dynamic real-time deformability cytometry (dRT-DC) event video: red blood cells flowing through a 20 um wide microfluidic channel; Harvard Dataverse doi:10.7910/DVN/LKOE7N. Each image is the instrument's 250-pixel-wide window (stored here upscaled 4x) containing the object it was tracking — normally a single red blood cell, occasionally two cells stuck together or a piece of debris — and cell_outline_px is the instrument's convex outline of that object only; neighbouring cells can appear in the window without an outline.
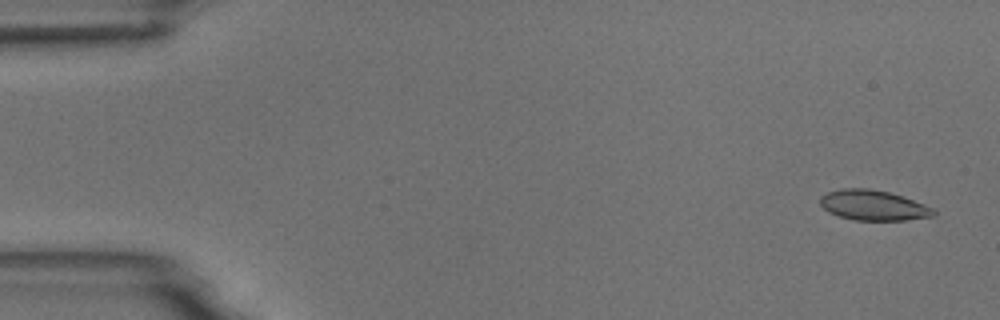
{"species": "common noctule bat (a hibernating species)", "species_latin": "Nyctalus noctula", "temperature_condition": "room temperature", "stored_images_in_passage": 5, "segment_of_instrument_passage": [2, 2], "camera_frame_rate_fps": 3000, "um_per_image_px": 0.085, "animal": {"sex": "male", "body_mass_g": 18.8}, "frame": {"image": 1, "passage_image": 5, "time_ms": 5.667, "image_size_px": [1000, 320], "cell_outline_px": [[936, 216], [904, 220], [852, 220], [828, 212], [820, 204], [820, 196], [828, 192], [840, 188], [868, 188], [888, 192], [924, 204], [932, 208], [936, 212]], "centroid_in_image_um": [74.21, 17.45], "position_along_channel_um": 10.8, "area_um2": 19.88}}